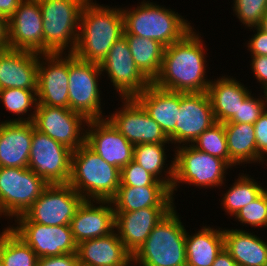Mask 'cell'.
Instances as JSON below:
<instances>
[{"instance_id": "44dd1931", "label": "cell", "mask_w": 267, "mask_h": 266, "mask_svg": "<svg viewBox=\"0 0 267 266\" xmlns=\"http://www.w3.org/2000/svg\"><path fill=\"white\" fill-rule=\"evenodd\" d=\"M173 208L148 207L132 212H115V231L125 248L133 255Z\"/></svg>"}, {"instance_id": "f6af8a7d", "label": "cell", "mask_w": 267, "mask_h": 266, "mask_svg": "<svg viewBox=\"0 0 267 266\" xmlns=\"http://www.w3.org/2000/svg\"><path fill=\"white\" fill-rule=\"evenodd\" d=\"M23 0H0V15L9 19Z\"/></svg>"}, {"instance_id": "30bf717a", "label": "cell", "mask_w": 267, "mask_h": 266, "mask_svg": "<svg viewBox=\"0 0 267 266\" xmlns=\"http://www.w3.org/2000/svg\"><path fill=\"white\" fill-rule=\"evenodd\" d=\"M71 154L72 150L36 130L33 125L28 168L49 185L68 184L71 176Z\"/></svg>"}, {"instance_id": "9c48e42d", "label": "cell", "mask_w": 267, "mask_h": 266, "mask_svg": "<svg viewBox=\"0 0 267 266\" xmlns=\"http://www.w3.org/2000/svg\"><path fill=\"white\" fill-rule=\"evenodd\" d=\"M49 184L30 168L0 167V218L23 215Z\"/></svg>"}, {"instance_id": "836d02e7", "label": "cell", "mask_w": 267, "mask_h": 266, "mask_svg": "<svg viewBox=\"0 0 267 266\" xmlns=\"http://www.w3.org/2000/svg\"><path fill=\"white\" fill-rule=\"evenodd\" d=\"M7 224L0 231V260L4 266H36V253L9 227V221Z\"/></svg>"}, {"instance_id": "3957f363", "label": "cell", "mask_w": 267, "mask_h": 266, "mask_svg": "<svg viewBox=\"0 0 267 266\" xmlns=\"http://www.w3.org/2000/svg\"><path fill=\"white\" fill-rule=\"evenodd\" d=\"M126 7V8H125ZM122 7L123 34L154 39L165 47L181 40L194 25L184 16L157 2L143 0L135 7Z\"/></svg>"}, {"instance_id": "ac0fdd59", "label": "cell", "mask_w": 267, "mask_h": 266, "mask_svg": "<svg viewBox=\"0 0 267 266\" xmlns=\"http://www.w3.org/2000/svg\"><path fill=\"white\" fill-rule=\"evenodd\" d=\"M8 25L10 49L43 54V19L38 0H23Z\"/></svg>"}, {"instance_id": "6da1fadb", "label": "cell", "mask_w": 267, "mask_h": 266, "mask_svg": "<svg viewBox=\"0 0 267 266\" xmlns=\"http://www.w3.org/2000/svg\"><path fill=\"white\" fill-rule=\"evenodd\" d=\"M199 32L193 28L165 47L160 73L153 82L156 87L180 93L207 92L212 79L207 78L208 50Z\"/></svg>"}, {"instance_id": "5b68a950", "label": "cell", "mask_w": 267, "mask_h": 266, "mask_svg": "<svg viewBox=\"0 0 267 266\" xmlns=\"http://www.w3.org/2000/svg\"><path fill=\"white\" fill-rule=\"evenodd\" d=\"M176 206L132 255L142 266H186V228Z\"/></svg>"}, {"instance_id": "e0dca14e", "label": "cell", "mask_w": 267, "mask_h": 266, "mask_svg": "<svg viewBox=\"0 0 267 266\" xmlns=\"http://www.w3.org/2000/svg\"><path fill=\"white\" fill-rule=\"evenodd\" d=\"M179 111L175 147L192 145L201 133L216 123L207 92H179Z\"/></svg>"}, {"instance_id": "c3c4849f", "label": "cell", "mask_w": 267, "mask_h": 266, "mask_svg": "<svg viewBox=\"0 0 267 266\" xmlns=\"http://www.w3.org/2000/svg\"><path fill=\"white\" fill-rule=\"evenodd\" d=\"M258 27L264 32H267V10L265 11V14L263 15L261 23Z\"/></svg>"}, {"instance_id": "f907efd6", "label": "cell", "mask_w": 267, "mask_h": 266, "mask_svg": "<svg viewBox=\"0 0 267 266\" xmlns=\"http://www.w3.org/2000/svg\"><path fill=\"white\" fill-rule=\"evenodd\" d=\"M0 266H4L3 262L0 260Z\"/></svg>"}, {"instance_id": "4fadbf2b", "label": "cell", "mask_w": 267, "mask_h": 266, "mask_svg": "<svg viewBox=\"0 0 267 266\" xmlns=\"http://www.w3.org/2000/svg\"><path fill=\"white\" fill-rule=\"evenodd\" d=\"M122 104L106 119L134 146L138 144H171L160 125L135 98H120Z\"/></svg>"}, {"instance_id": "d4e9b609", "label": "cell", "mask_w": 267, "mask_h": 266, "mask_svg": "<svg viewBox=\"0 0 267 266\" xmlns=\"http://www.w3.org/2000/svg\"><path fill=\"white\" fill-rule=\"evenodd\" d=\"M251 90L231 75L212 78L207 94L216 122L226 123L238 115L240 104L252 93Z\"/></svg>"}, {"instance_id": "bcb514c9", "label": "cell", "mask_w": 267, "mask_h": 266, "mask_svg": "<svg viewBox=\"0 0 267 266\" xmlns=\"http://www.w3.org/2000/svg\"><path fill=\"white\" fill-rule=\"evenodd\" d=\"M211 266H239L235 260L231 257L230 253L223 248V250L217 255Z\"/></svg>"}, {"instance_id": "681fc988", "label": "cell", "mask_w": 267, "mask_h": 266, "mask_svg": "<svg viewBox=\"0 0 267 266\" xmlns=\"http://www.w3.org/2000/svg\"><path fill=\"white\" fill-rule=\"evenodd\" d=\"M123 266H142L138 262H136L133 258H131L126 264Z\"/></svg>"}, {"instance_id": "f546056e", "label": "cell", "mask_w": 267, "mask_h": 266, "mask_svg": "<svg viewBox=\"0 0 267 266\" xmlns=\"http://www.w3.org/2000/svg\"><path fill=\"white\" fill-rule=\"evenodd\" d=\"M223 124L229 152V165L237 168L238 165L246 167L245 164L249 166L253 163L257 164L254 124L231 122Z\"/></svg>"}, {"instance_id": "d6986e66", "label": "cell", "mask_w": 267, "mask_h": 266, "mask_svg": "<svg viewBox=\"0 0 267 266\" xmlns=\"http://www.w3.org/2000/svg\"><path fill=\"white\" fill-rule=\"evenodd\" d=\"M85 144L108 164L120 170L133 160L134 145L106 118L88 121Z\"/></svg>"}, {"instance_id": "f35d334b", "label": "cell", "mask_w": 267, "mask_h": 266, "mask_svg": "<svg viewBox=\"0 0 267 266\" xmlns=\"http://www.w3.org/2000/svg\"><path fill=\"white\" fill-rule=\"evenodd\" d=\"M254 96L251 93L238 108V115H234L228 122L254 124L258 118L267 110V92ZM263 93V94H262Z\"/></svg>"}, {"instance_id": "b9f144b4", "label": "cell", "mask_w": 267, "mask_h": 266, "mask_svg": "<svg viewBox=\"0 0 267 266\" xmlns=\"http://www.w3.org/2000/svg\"><path fill=\"white\" fill-rule=\"evenodd\" d=\"M252 29V30H250ZM248 31H253L255 34H252L249 38V41H245L246 48L250 55L257 56H267V32L261 30L258 26L251 27Z\"/></svg>"}, {"instance_id": "ffe728a7", "label": "cell", "mask_w": 267, "mask_h": 266, "mask_svg": "<svg viewBox=\"0 0 267 266\" xmlns=\"http://www.w3.org/2000/svg\"><path fill=\"white\" fill-rule=\"evenodd\" d=\"M70 227L77 244L114 232L115 211L112 201L84 200L71 219Z\"/></svg>"}, {"instance_id": "7c38bea8", "label": "cell", "mask_w": 267, "mask_h": 266, "mask_svg": "<svg viewBox=\"0 0 267 266\" xmlns=\"http://www.w3.org/2000/svg\"><path fill=\"white\" fill-rule=\"evenodd\" d=\"M100 67L119 98H135L151 84L136 66L124 36L114 43Z\"/></svg>"}, {"instance_id": "4316f807", "label": "cell", "mask_w": 267, "mask_h": 266, "mask_svg": "<svg viewBox=\"0 0 267 266\" xmlns=\"http://www.w3.org/2000/svg\"><path fill=\"white\" fill-rule=\"evenodd\" d=\"M224 248L239 266H267V241L255 232L224 228Z\"/></svg>"}, {"instance_id": "2e32d148", "label": "cell", "mask_w": 267, "mask_h": 266, "mask_svg": "<svg viewBox=\"0 0 267 266\" xmlns=\"http://www.w3.org/2000/svg\"><path fill=\"white\" fill-rule=\"evenodd\" d=\"M69 53L40 54L37 73L38 105L69 108Z\"/></svg>"}, {"instance_id": "8992f818", "label": "cell", "mask_w": 267, "mask_h": 266, "mask_svg": "<svg viewBox=\"0 0 267 266\" xmlns=\"http://www.w3.org/2000/svg\"><path fill=\"white\" fill-rule=\"evenodd\" d=\"M43 19V54L74 53L83 6L88 0H38Z\"/></svg>"}, {"instance_id": "52a82bcc", "label": "cell", "mask_w": 267, "mask_h": 266, "mask_svg": "<svg viewBox=\"0 0 267 266\" xmlns=\"http://www.w3.org/2000/svg\"><path fill=\"white\" fill-rule=\"evenodd\" d=\"M174 151V180L171 194L180 188V184L200 187L199 189L221 188L226 183V175L233 168L223 159L197 150L192 145L175 147ZM176 191V192H175Z\"/></svg>"}, {"instance_id": "4dcf8cb0", "label": "cell", "mask_w": 267, "mask_h": 266, "mask_svg": "<svg viewBox=\"0 0 267 266\" xmlns=\"http://www.w3.org/2000/svg\"><path fill=\"white\" fill-rule=\"evenodd\" d=\"M168 146L171 145L156 143L135 145L133 160L171 190L174 180V158L171 157V161L167 160Z\"/></svg>"}, {"instance_id": "ab89813d", "label": "cell", "mask_w": 267, "mask_h": 266, "mask_svg": "<svg viewBox=\"0 0 267 266\" xmlns=\"http://www.w3.org/2000/svg\"><path fill=\"white\" fill-rule=\"evenodd\" d=\"M120 174V186L143 187L150 185H165L148 173L134 160L122 167Z\"/></svg>"}, {"instance_id": "8fae6325", "label": "cell", "mask_w": 267, "mask_h": 266, "mask_svg": "<svg viewBox=\"0 0 267 266\" xmlns=\"http://www.w3.org/2000/svg\"><path fill=\"white\" fill-rule=\"evenodd\" d=\"M13 221L9 227L31 247L38 258L77 253L78 244L70 225L46 226L31 222L24 214Z\"/></svg>"}, {"instance_id": "7dc6e473", "label": "cell", "mask_w": 267, "mask_h": 266, "mask_svg": "<svg viewBox=\"0 0 267 266\" xmlns=\"http://www.w3.org/2000/svg\"><path fill=\"white\" fill-rule=\"evenodd\" d=\"M8 26V19L0 15V49L9 48Z\"/></svg>"}, {"instance_id": "484cf974", "label": "cell", "mask_w": 267, "mask_h": 266, "mask_svg": "<svg viewBox=\"0 0 267 266\" xmlns=\"http://www.w3.org/2000/svg\"><path fill=\"white\" fill-rule=\"evenodd\" d=\"M77 255L80 266H123L132 258L116 231L80 242Z\"/></svg>"}, {"instance_id": "60d3db41", "label": "cell", "mask_w": 267, "mask_h": 266, "mask_svg": "<svg viewBox=\"0 0 267 266\" xmlns=\"http://www.w3.org/2000/svg\"><path fill=\"white\" fill-rule=\"evenodd\" d=\"M257 144V165L264 164L267 158V110L254 123Z\"/></svg>"}, {"instance_id": "cb8c5ba5", "label": "cell", "mask_w": 267, "mask_h": 266, "mask_svg": "<svg viewBox=\"0 0 267 266\" xmlns=\"http://www.w3.org/2000/svg\"><path fill=\"white\" fill-rule=\"evenodd\" d=\"M135 99L142 105L148 115L161 127L175 147V125L179 111V92L167 91L151 83Z\"/></svg>"}, {"instance_id": "83f0119b", "label": "cell", "mask_w": 267, "mask_h": 266, "mask_svg": "<svg viewBox=\"0 0 267 266\" xmlns=\"http://www.w3.org/2000/svg\"><path fill=\"white\" fill-rule=\"evenodd\" d=\"M115 212H132L148 207H175V198L166 185L119 186L111 200Z\"/></svg>"}, {"instance_id": "9a60e30c", "label": "cell", "mask_w": 267, "mask_h": 266, "mask_svg": "<svg viewBox=\"0 0 267 266\" xmlns=\"http://www.w3.org/2000/svg\"><path fill=\"white\" fill-rule=\"evenodd\" d=\"M88 121L69 108L37 105L32 122L36 130L74 151L85 144Z\"/></svg>"}, {"instance_id": "603a6c76", "label": "cell", "mask_w": 267, "mask_h": 266, "mask_svg": "<svg viewBox=\"0 0 267 266\" xmlns=\"http://www.w3.org/2000/svg\"><path fill=\"white\" fill-rule=\"evenodd\" d=\"M33 122H0V167H28Z\"/></svg>"}, {"instance_id": "d590c367", "label": "cell", "mask_w": 267, "mask_h": 266, "mask_svg": "<svg viewBox=\"0 0 267 266\" xmlns=\"http://www.w3.org/2000/svg\"><path fill=\"white\" fill-rule=\"evenodd\" d=\"M192 146L201 152L221 158L229 164L225 129L224 124L221 122H216L201 133L192 143Z\"/></svg>"}, {"instance_id": "8d00e7d4", "label": "cell", "mask_w": 267, "mask_h": 266, "mask_svg": "<svg viewBox=\"0 0 267 266\" xmlns=\"http://www.w3.org/2000/svg\"><path fill=\"white\" fill-rule=\"evenodd\" d=\"M234 220L254 230L256 227L267 228V189L256 200L241 208Z\"/></svg>"}, {"instance_id": "ba28073f", "label": "cell", "mask_w": 267, "mask_h": 266, "mask_svg": "<svg viewBox=\"0 0 267 266\" xmlns=\"http://www.w3.org/2000/svg\"><path fill=\"white\" fill-rule=\"evenodd\" d=\"M101 75L100 64L81 60L69 53V109L84 115L88 120L106 118L101 105Z\"/></svg>"}, {"instance_id": "d6a6232c", "label": "cell", "mask_w": 267, "mask_h": 266, "mask_svg": "<svg viewBox=\"0 0 267 266\" xmlns=\"http://www.w3.org/2000/svg\"><path fill=\"white\" fill-rule=\"evenodd\" d=\"M238 175L220 197V207L230 217H234L241 208L256 200L266 190L263 183L259 184L250 174H244L243 171Z\"/></svg>"}, {"instance_id": "e575fe53", "label": "cell", "mask_w": 267, "mask_h": 266, "mask_svg": "<svg viewBox=\"0 0 267 266\" xmlns=\"http://www.w3.org/2000/svg\"><path fill=\"white\" fill-rule=\"evenodd\" d=\"M37 90L5 88L0 90V103L5 110L13 113V117L4 122H30L33 121L37 101ZM33 111V112H32ZM26 115V117H25ZM16 116H18L16 118Z\"/></svg>"}, {"instance_id": "74e56055", "label": "cell", "mask_w": 267, "mask_h": 266, "mask_svg": "<svg viewBox=\"0 0 267 266\" xmlns=\"http://www.w3.org/2000/svg\"><path fill=\"white\" fill-rule=\"evenodd\" d=\"M232 3L233 16L238 18L245 29L259 26L267 10V0H233Z\"/></svg>"}, {"instance_id": "7bdbcfd3", "label": "cell", "mask_w": 267, "mask_h": 266, "mask_svg": "<svg viewBox=\"0 0 267 266\" xmlns=\"http://www.w3.org/2000/svg\"><path fill=\"white\" fill-rule=\"evenodd\" d=\"M250 68L253 77L255 76L261 91L267 92V56L250 55Z\"/></svg>"}, {"instance_id": "7a4b0ae2", "label": "cell", "mask_w": 267, "mask_h": 266, "mask_svg": "<svg viewBox=\"0 0 267 266\" xmlns=\"http://www.w3.org/2000/svg\"><path fill=\"white\" fill-rule=\"evenodd\" d=\"M121 7L88 0L83 6L74 55L84 61L100 64L114 43L123 36Z\"/></svg>"}, {"instance_id": "7402d4cb", "label": "cell", "mask_w": 267, "mask_h": 266, "mask_svg": "<svg viewBox=\"0 0 267 266\" xmlns=\"http://www.w3.org/2000/svg\"><path fill=\"white\" fill-rule=\"evenodd\" d=\"M39 53L0 49V90H37Z\"/></svg>"}, {"instance_id": "f1b7e54d", "label": "cell", "mask_w": 267, "mask_h": 266, "mask_svg": "<svg viewBox=\"0 0 267 266\" xmlns=\"http://www.w3.org/2000/svg\"><path fill=\"white\" fill-rule=\"evenodd\" d=\"M201 226L191 235L186 231V266H211L224 248L223 228Z\"/></svg>"}, {"instance_id": "5bb4252c", "label": "cell", "mask_w": 267, "mask_h": 266, "mask_svg": "<svg viewBox=\"0 0 267 266\" xmlns=\"http://www.w3.org/2000/svg\"><path fill=\"white\" fill-rule=\"evenodd\" d=\"M84 200L69 184L48 185L24 215L46 226L70 225Z\"/></svg>"}, {"instance_id": "1f68e13d", "label": "cell", "mask_w": 267, "mask_h": 266, "mask_svg": "<svg viewBox=\"0 0 267 266\" xmlns=\"http://www.w3.org/2000/svg\"><path fill=\"white\" fill-rule=\"evenodd\" d=\"M140 72L151 82L158 77L165 46L154 39L123 34Z\"/></svg>"}, {"instance_id": "816d5d0a", "label": "cell", "mask_w": 267, "mask_h": 266, "mask_svg": "<svg viewBox=\"0 0 267 266\" xmlns=\"http://www.w3.org/2000/svg\"><path fill=\"white\" fill-rule=\"evenodd\" d=\"M267 164V158L265 159V161H264V165H266Z\"/></svg>"}, {"instance_id": "ee69618b", "label": "cell", "mask_w": 267, "mask_h": 266, "mask_svg": "<svg viewBox=\"0 0 267 266\" xmlns=\"http://www.w3.org/2000/svg\"><path fill=\"white\" fill-rule=\"evenodd\" d=\"M36 266H80L77 253L38 258Z\"/></svg>"}, {"instance_id": "277c9868", "label": "cell", "mask_w": 267, "mask_h": 266, "mask_svg": "<svg viewBox=\"0 0 267 266\" xmlns=\"http://www.w3.org/2000/svg\"><path fill=\"white\" fill-rule=\"evenodd\" d=\"M120 169L108 164L86 144L71 154L68 184L85 200L111 201L120 186Z\"/></svg>"}]
</instances>
